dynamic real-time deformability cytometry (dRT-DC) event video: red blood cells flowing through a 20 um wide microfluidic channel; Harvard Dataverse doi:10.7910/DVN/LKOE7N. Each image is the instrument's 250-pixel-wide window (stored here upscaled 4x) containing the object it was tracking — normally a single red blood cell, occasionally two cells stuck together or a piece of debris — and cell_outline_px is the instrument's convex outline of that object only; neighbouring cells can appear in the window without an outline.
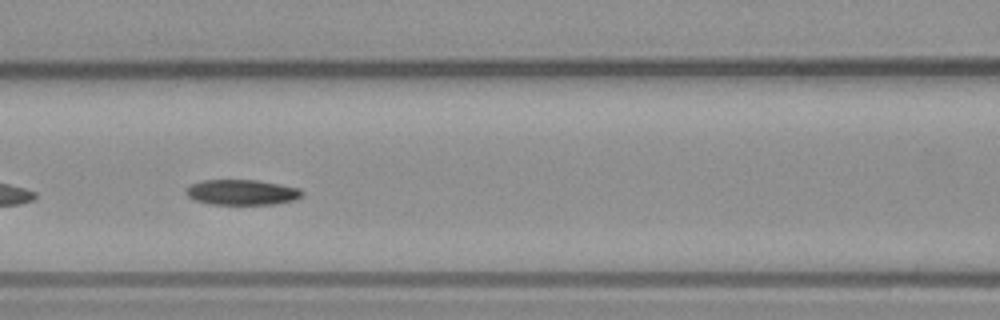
{"species": "common noctule bat (a hibernating species)", "species_latin": "Nyctalus noctula", "temperature_condition": "warm", "stored_images_in_passage": 28, "camera_frame_rate_fps": 3000, "um_per_image_px": 0.085, "animal": {"sex": "male", "body_mass_g": 23.1, "forearm_length_mm": 52.7}, "frame": {"image": 1, "passage_image": 9, "time_ms": 2.667, "image_size_px": [1000, 320], "cell_outline_px": [[304, 196], [296, 200], [276, 204], [208, 204], [196, 200], [188, 196], [184, 192], [192, 184], [204, 180], [256, 180], [280, 184], [300, 188], [304, 192]], "centroid_in_image_um": [20.63, 16.35], "position_along_channel_um": 146.0, "area_um2": 17.22}}
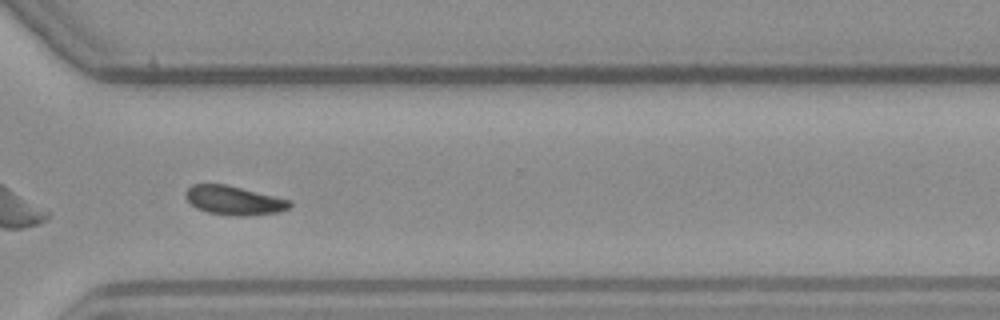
{"frame": {"image": 2, "passage_image": 24, "time_ms": 7.667, "image_size_px": [1000, 320], "cell_outline_px": [[292, 204], [288, 208], [280, 212], [244, 216], [236, 216], [208, 212], [196, 208], [184, 196], [184, 192], [192, 184], [224, 184], [288, 200]], "centroid_in_image_um": [19.83, 17.04], "position_along_channel_um": 350.8, "area_um2": 17.22}}